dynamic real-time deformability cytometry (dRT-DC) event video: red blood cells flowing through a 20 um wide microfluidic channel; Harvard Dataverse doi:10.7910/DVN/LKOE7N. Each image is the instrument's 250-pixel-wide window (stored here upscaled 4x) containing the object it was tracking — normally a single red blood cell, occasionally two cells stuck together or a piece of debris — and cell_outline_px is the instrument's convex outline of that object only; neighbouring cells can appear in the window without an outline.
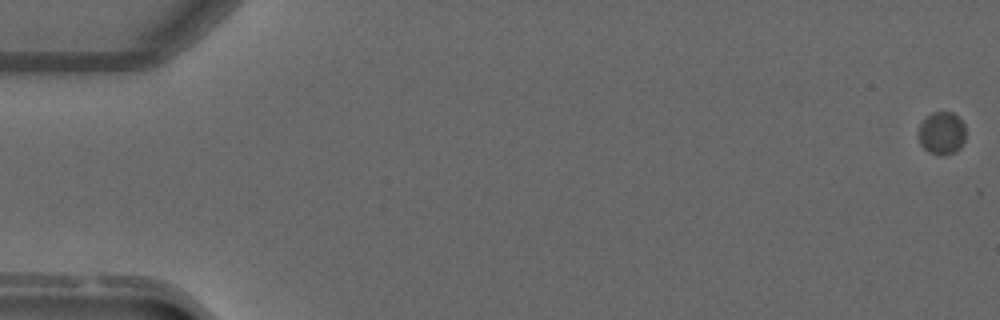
{"species": "common noctule bat (a hibernating species)", "species_latin": "Nyctalus noctula", "temperature_condition": "warm", "stored_images_in_passage": 14, "camera_frame_rate_fps": 3000, "um_per_image_px": 0.085, "animal": {"sex": "male", "forearm_length_mm": 52.5}, "frame": {"image": 1, "passage_image": 1, "time_ms": 0.0, "image_size_px": [1000, 320], "cell_outline_px": [[964, 140], [960, 148], [956, 152], [940, 156], [928, 152], [920, 144], [920, 124], [924, 116], [932, 112], [952, 112], [964, 124]], "centroid_in_image_um": [80.04, 11.32], "position_along_channel_um": 5.0, "area_um2": 11.73}}
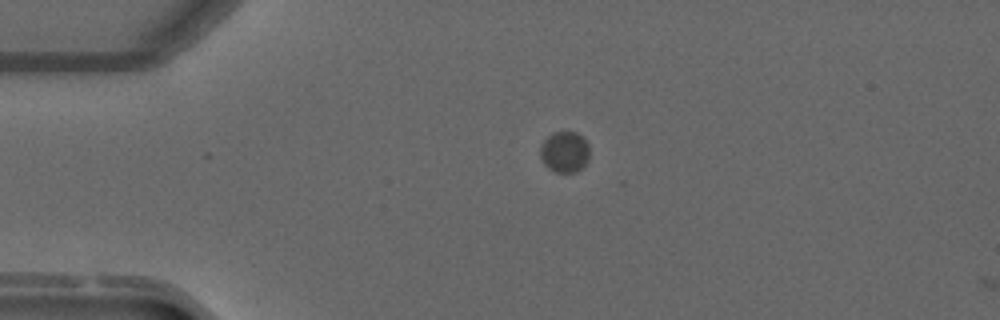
{"frame": {"image": 2, "passage_image": 13, "time_ms": 4.0, "image_size_px": [1000, 320], "cell_outline_px": [[588, 160], [576, 172], [556, 172], [548, 168], [544, 164], [540, 156], [540, 148], [544, 140], [552, 132], [576, 132], [584, 136], [588, 144]], "centroid_in_image_um": [47.99, 12.89], "position_along_channel_um": 37.0, "area_um2": 11.79}}